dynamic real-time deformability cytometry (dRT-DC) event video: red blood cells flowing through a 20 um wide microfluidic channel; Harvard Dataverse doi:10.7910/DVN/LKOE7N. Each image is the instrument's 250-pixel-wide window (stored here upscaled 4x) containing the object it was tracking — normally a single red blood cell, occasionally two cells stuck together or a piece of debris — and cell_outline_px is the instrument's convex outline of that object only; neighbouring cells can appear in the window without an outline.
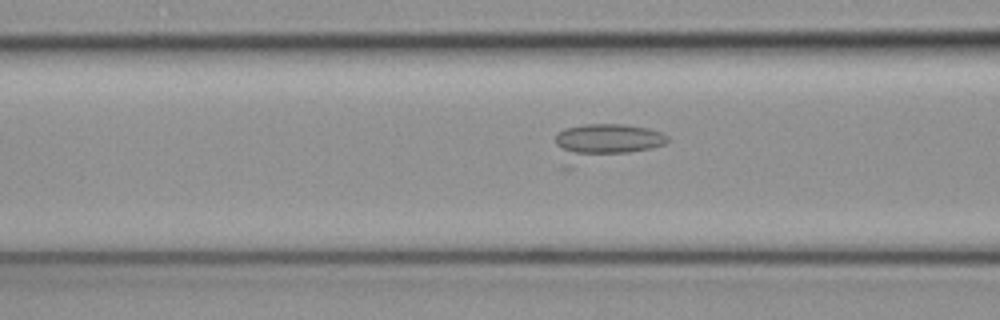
{"species": "common noctule bat (a hibernating species)", "species_latin": "Nyctalus noctula", "temperature_condition": "cold", "stored_images_in_passage": 51, "camera_frame_rate_fps": 3000, "um_per_image_px": 0.085, "animal": {"sex": "female", "body_mass_g": 19.3, "forearm_length_mm": 54.1}, "frame": {"image": 1, "passage_image": 20, "time_ms": 6.333, "image_size_px": [1000, 320], "cell_outline_px": [[668, 140], [664, 144], [652, 148], [568, 172], [564, 172], [560, 168], [556, 144], [556, 136], [564, 128], [584, 124], [624, 124], [648, 128], [660, 132], [668, 136]], "centroid_in_image_um": [51.24, 12.21], "position_along_channel_um": 115.4, "area_um2": 25.72}}
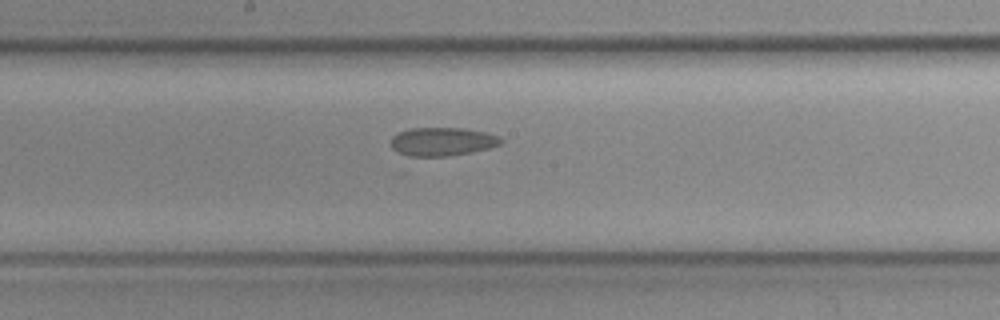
{"frame": {"image": 2, "passage_image": 27, "time_ms": 8.667, "image_size_px": [1000, 320], "cell_outline_px": [[504, 140], [500, 144], [488, 148], [472, 152], [448, 156], [412, 156], [400, 152], [392, 148], [392, 136], [400, 132], [412, 128], [464, 128], [484, 132], [500, 136]], "centroid_in_image_um": [37.64, 12.03], "position_along_channel_um": 210.6, "area_um2": 18.03}}
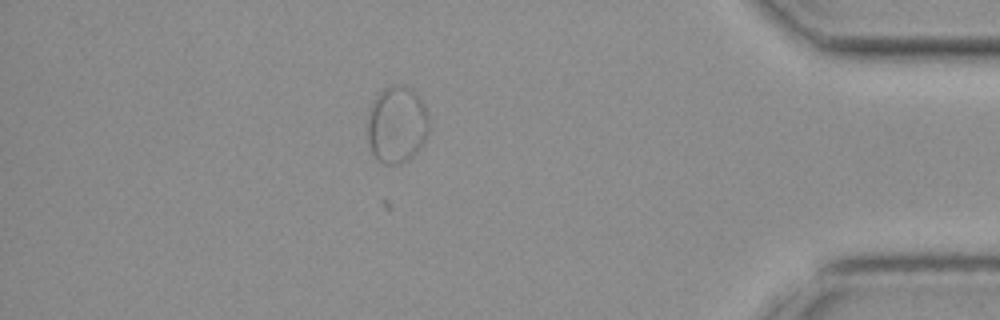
{"frame": {"image": 3, "passage_image": 44, "time_ms": 14.333, "image_size_px": [1000, 320], "cell_outline_px": [[428, 132], [420, 148], [412, 156], [400, 164], [384, 164], [376, 160], [372, 156], [368, 140], [368, 116], [372, 104], [376, 96], [388, 84], [400, 84], [412, 88], [416, 92], [424, 104], [428, 116]], "centroid_in_image_um": [33.72, 10.58], "position_along_channel_um": 401.5, "area_um2": 27.86}}